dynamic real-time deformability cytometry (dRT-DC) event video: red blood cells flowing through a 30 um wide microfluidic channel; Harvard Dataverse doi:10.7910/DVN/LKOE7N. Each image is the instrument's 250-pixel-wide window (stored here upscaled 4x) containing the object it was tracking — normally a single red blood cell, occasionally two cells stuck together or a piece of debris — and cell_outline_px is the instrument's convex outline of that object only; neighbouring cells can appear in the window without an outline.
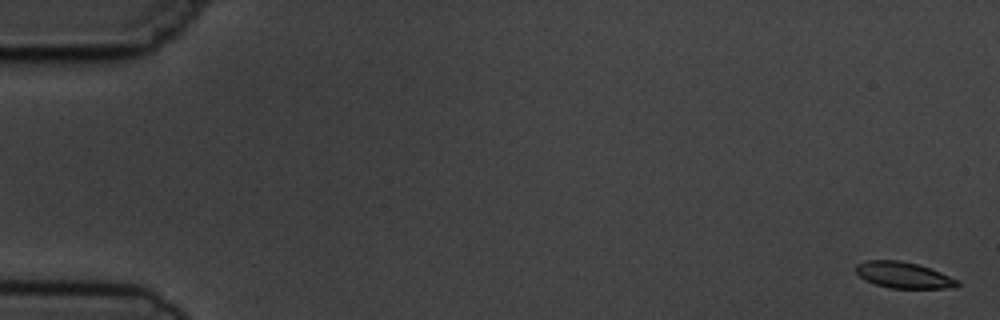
{"species": "common noctule bat (a hibernating species)", "species_latin": "Nyctalus noctula", "temperature_condition": "cold", "stored_images_in_passage": 6, "camera_frame_rate_fps": 3000, "um_per_image_px": 0.085, "animal": {"sex": "male", "body_mass_g": 19.5, "forearm_length_mm": 54.6}, "frame": {"image": 1, "passage_image": 1, "time_ms": 0.0, "image_size_px": [1000, 320], "cell_outline_px": [[960, 284], [956, 288], [892, 288], [876, 284], [864, 280], [856, 272], [856, 264], [868, 260], [900, 260], [916, 264], [940, 272], [960, 280]], "centroid_in_image_um": [76.82, 23.39], "position_along_channel_um": 8.2, "area_um2": 15.43}}
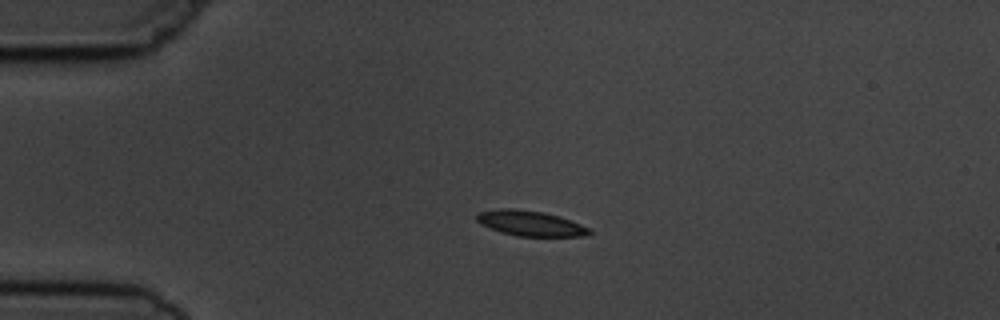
{"frame": {"image": 2, "passage_image": 4, "time_ms": 4.0, "image_size_px": [1000, 320], "cell_outline_px": [[592, 232], [588, 236], [516, 236], [500, 232], [488, 228], [480, 224], [476, 220], [476, 216], [480, 212], [496, 208], [512, 208], [544, 212], [560, 216], [592, 228]], "centroid_in_image_um": [45.09, 18.98], "position_along_channel_um": 39.9, "area_um2": 16.88}}
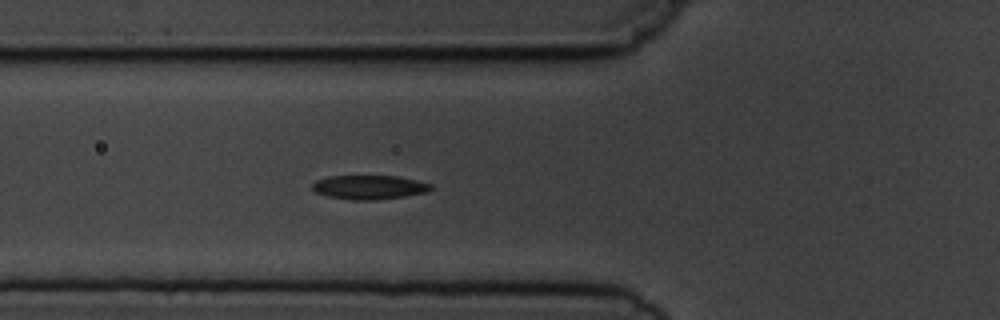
{"frame": {"image": 3, "passage_image": 6, "time_ms": 6.333, "image_size_px": [1000, 320], "cell_outline_px": [[432, 188], [428, 192], [404, 196], [376, 200], [352, 200], [328, 196], [316, 192], [312, 188], [312, 184], [316, 180], [328, 176], [396, 176], [416, 180], [432, 184]], "centroid_in_image_um": [31.39, 15.91], "position_along_channel_um": 94.4, "area_um2": 16.59}}